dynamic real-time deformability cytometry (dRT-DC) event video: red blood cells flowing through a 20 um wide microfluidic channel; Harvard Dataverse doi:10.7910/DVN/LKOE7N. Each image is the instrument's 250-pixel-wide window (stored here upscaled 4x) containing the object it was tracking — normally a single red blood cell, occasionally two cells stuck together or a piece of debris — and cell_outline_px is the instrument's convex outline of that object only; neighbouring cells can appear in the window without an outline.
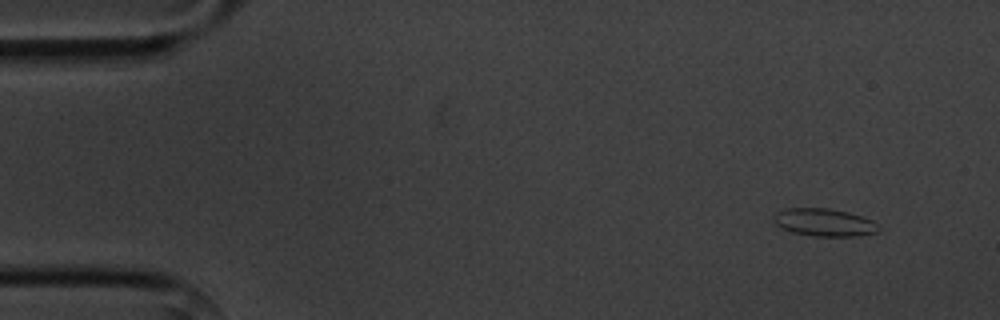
{"species": "common noctule bat (a hibernating species)", "species_latin": "Nyctalus noctula", "temperature_condition": "cold", "stored_images_in_passage": 4, "camera_frame_rate_fps": 3000, "um_per_image_px": 0.085, "animal": {"sex": "male", "body_mass_g": 20.1, "forearm_length_mm": 53.5}, "frame": {"image": 1, "passage_image": 1, "time_ms": 0.0, "image_size_px": [1000, 320], "cell_outline_px": [[880, 228], [876, 232], [860, 236], [816, 236], [792, 232], [776, 224], [776, 216], [784, 208], [828, 208], [848, 212], [872, 220]], "centroid_in_image_um": [70.12, 18.91], "position_along_channel_um": 14.9, "area_um2": 16.53}}
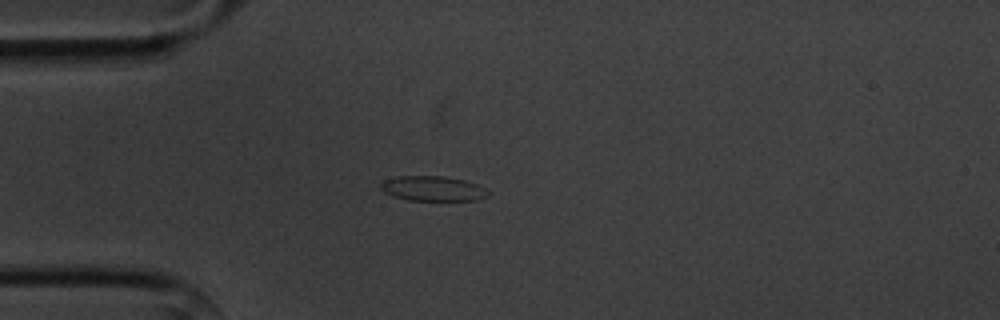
{"frame": {"image": 2, "passage_image": 3, "time_ms": 3.333, "image_size_px": [1000, 320], "cell_outline_px": [[488, 196], [476, 200], [408, 200], [392, 196], [384, 192], [380, 188], [380, 184], [384, 180], [396, 176], [444, 176], [464, 180], [476, 184], [484, 188], [488, 192]], "centroid_in_image_um": [36.75, 16.02], "position_along_channel_um": 48.3, "area_um2": 15.55}}